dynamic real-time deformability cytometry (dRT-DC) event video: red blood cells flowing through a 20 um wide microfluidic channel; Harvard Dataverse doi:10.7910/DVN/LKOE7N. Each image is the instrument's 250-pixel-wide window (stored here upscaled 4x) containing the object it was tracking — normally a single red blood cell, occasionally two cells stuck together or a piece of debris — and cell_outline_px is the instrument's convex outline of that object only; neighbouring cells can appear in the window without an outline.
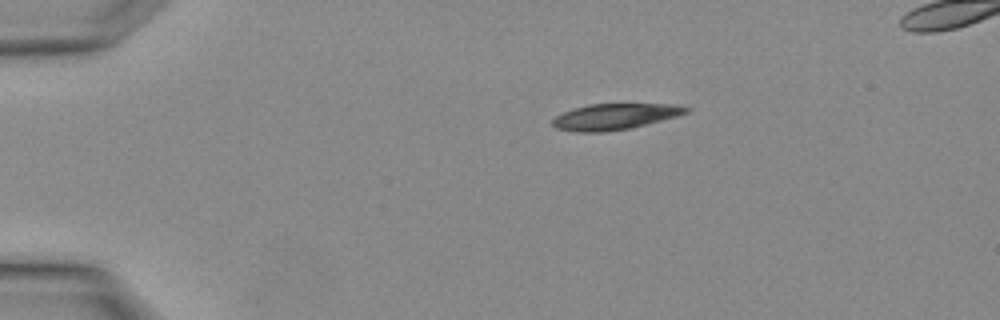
{"species": "Egyptian fruit bat (a non-hibernating species)", "species_latin": "Rousettus aegyptiacus", "temperature_condition": "warm", "stored_images_in_passage": 4, "camera_frame_rate_fps": 3000, "um_per_image_px": 0.085, "animal": {"sex": "female"}, "frame": {"image": 1, "passage_image": 4, "time_ms": 1.0, "image_size_px": [1000, 320], "cell_outline_px": [[692, 108], [688, 112], [676, 116], [632, 128], [604, 132], [576, 132], [556, 128], [552, 124], [552, 120], [556, 116], [572, 108], [588, 104], [680, 104]], "centroid_in_image_um": [52.27, 9.9], "position_along_channel_um": 32.7, "area_um2": 20.35}}